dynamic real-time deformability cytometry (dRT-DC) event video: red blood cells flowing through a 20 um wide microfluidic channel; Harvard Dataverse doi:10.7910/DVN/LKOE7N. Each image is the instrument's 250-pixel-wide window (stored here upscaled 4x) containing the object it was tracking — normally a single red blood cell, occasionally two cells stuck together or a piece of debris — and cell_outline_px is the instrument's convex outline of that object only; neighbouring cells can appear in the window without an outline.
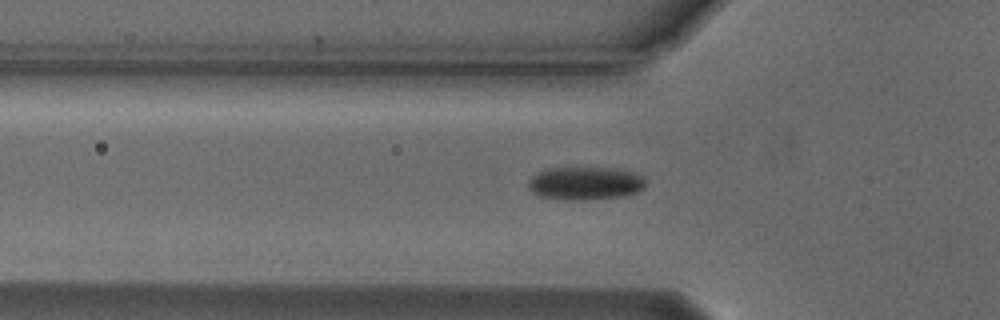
{"species": "Egyptian fruit bat (a non-hibernating species)", "species_latin": "Rousettus aegyptiacus", "temperature_condition": "cold", "stored_images_in_passage": 36, "camera_frame_rate_fps": 3000, "um_per_image_px": 0.085, "animal": {"sex": "male"}, "frame": {"image": 1, "passage_image": 3, "time_ms": 0.667, "image_size_px": [1000, 320], "cell_outline_px": [[644, 188], [636, 192], [620, 196], [584, 200], [576, 200], [536, 196], [528, 188], [528, 180], [536, 172], [548, 168], [616, 168], [640, 176], [644, 180]], "centroid_in_image_um": [49.65, 15.58], "position_along_channel_um": 76.1, "area_um2": 22.37}}
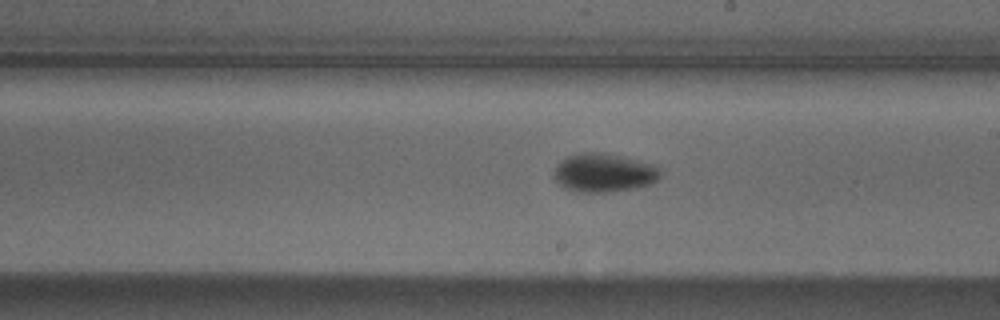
{"frame": {"image": 2, "passage_image": 16, "time_ms": 5.0, "image_size_px": [1000, 320], "cell_outline_px": [[660, 176], [652, 184], [636, 188], [608, 192], [576, 192], [564, 188], [552, 176], [556, 164], [568, 156], [576, 152], [604, 152], [640, 160], [656, 164], [660, 168]], "centroid_in_image_um": [51.33, 14.67], "position_along_channel_um": 237.7, "area_um2": 24.45}}
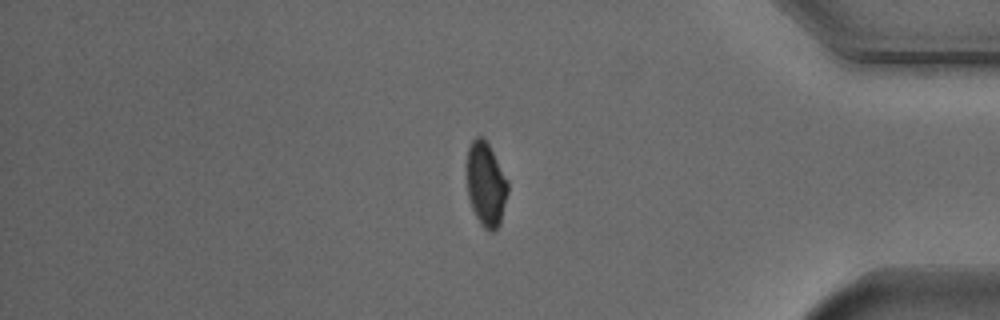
{"frame": {"image": 3, "passage_image": 31, "time_ms": 10.0, "image_size_px": [1000, 320], "cell_outline_px": [[508, 192], [500, 224], [492, 232], [484, 228], [480, 224], [472, 208], [468, 196], [468, 148], [472, 140], [476, 136], [484, 136], [508, 180]], "centroid_in_image_um": [41.32, 15.66], "position_along_channel_um": 393.9, "area_um2": 19.94}, "authors_computed_cell_mechanics": {"area_um2": 21.8773, "velocity_mm_per_s": 3.7219, "shape_relaxation_time_tau1_ms": 2.3373, "shape_relaxation_time_tau2_ms": null, "deformation_change_tau1": 0.0979, "deformation_change_tau2": null}}